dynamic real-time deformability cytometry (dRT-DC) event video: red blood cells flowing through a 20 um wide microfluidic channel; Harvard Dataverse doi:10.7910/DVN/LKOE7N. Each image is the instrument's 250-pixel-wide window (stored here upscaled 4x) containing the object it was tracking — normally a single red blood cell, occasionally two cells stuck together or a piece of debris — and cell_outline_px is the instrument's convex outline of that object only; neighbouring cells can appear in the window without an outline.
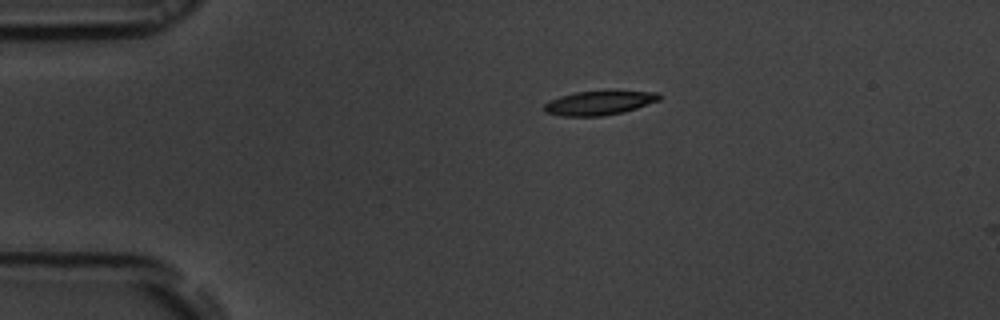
{"species": "common noctule bat (a hibernating species)", "species_latin": "Nyctalus noctula", "temperature_condition": "room temperature", "stored_images_in_passage": 3, "camera_frame_rate_fps": 3000, "um_per_image_px": 0.085, "animal": {"sex": "male", "body_mass_g": 19.5, "forearm_length_mm": 54.6}, "frame": {"image": 1, "passage_image": 1, "time_ms": 0.0, "image_size_px": [1000, 320], "cell_outline_px": [[660, 100], [624, 112], [600, 116], [560, 116], [544, 112], [544, 104], [548, 100], [560, 96], [576, 92], [616, 88], [660, 92]], "centroid_in_image_um": [50.98, 8.69], "position_along_channel_um": 34.0, "area_um2": 17.11}}